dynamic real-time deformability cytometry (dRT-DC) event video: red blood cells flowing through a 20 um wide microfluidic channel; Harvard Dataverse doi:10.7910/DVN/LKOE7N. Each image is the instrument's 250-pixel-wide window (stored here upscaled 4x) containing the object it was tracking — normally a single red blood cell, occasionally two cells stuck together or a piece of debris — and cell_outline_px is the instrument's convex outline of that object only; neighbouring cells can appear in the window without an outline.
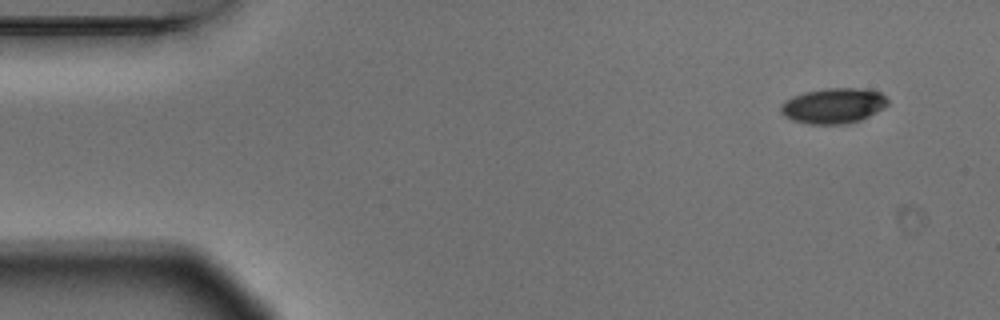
{"species": "Egyptian fruit bat (a non-hibernating species)", "species_latin": "Rousettus aegyptiacus", "temperature_condition": "warm", "stored_images_in_passage": 6, "camera_frame_rate_fps": 3000, "um_per_image_px": 0.085, "animal": {"sex": "male"}, "frame": {"image": 1, "passage_image": 1, "time_ms": 0.0, "image_size_px": [1000, 320], "cell_outline_px": [[888, 104], [884, 108], [860, 120], [844, 124], [808, 124], [792, 120], [784, 116], [780, 112], [780, 104], [784, 100], [792, 96], [804, 92], [828, 88], [864, 88], [880, 92], [888, 100]], "centroid_in_image_um": [70.81, 8.98], "position_along_channel_um": 14.2, "area_um2": 22.2}}
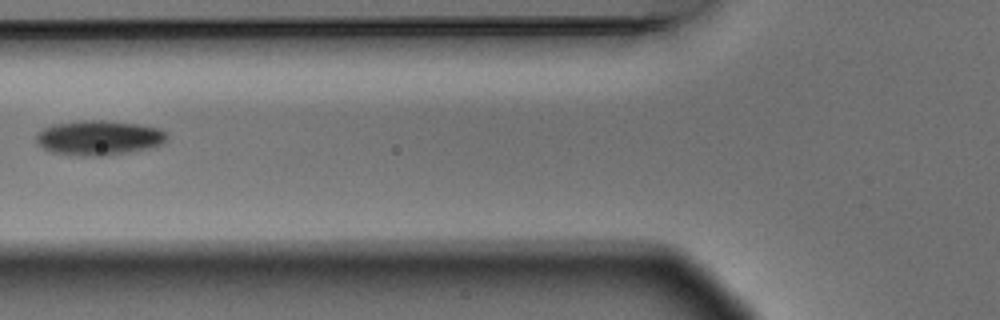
{"frame": {"image": 2, "passage_image": 5, "time_ms": 1.333, "image_size_px": [1000, 320], "cell_outline_px": [[168, 136], [160, 144], [148, 148], [128, 152], [104, 156], [80, 156], [52, 152], [36, 144], [36, 136], [44, 128], [56, 124], [84, 120], [100, 120], [136, 124], [160, 128]], "centroid_in_image_um": [8.38, 11.72], "position_along_channel_um": 117.4, "area_um2": 26.13}}
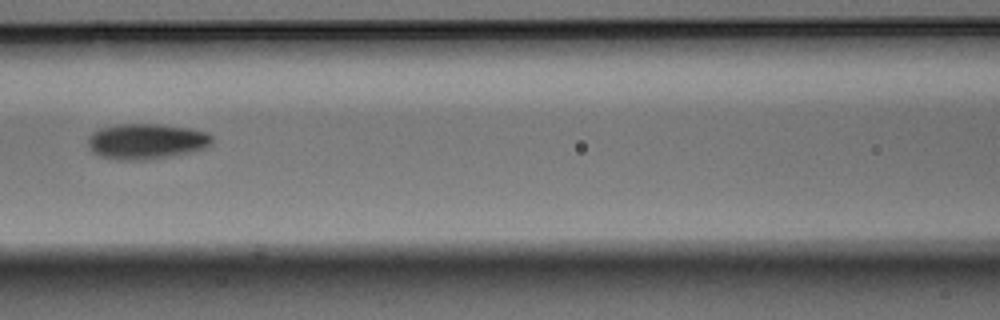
{"frame": {"image": 3, "passage_image": 6, "time_ms": 1.667, "image_size_px": [1000, 320], "cell_outline_px": [[212, 144], [204, 148], [192, 152], [148, 160], [116, 160], [100, 156], [92, 152], [88, 144], [88, 136], [92, 132], [100, 128], [120, 124], [160, 124], [188, 128], [204, 132], [212, 136]], "centroid_in_image_um": [12.41, 12.02], "position_along_channel_um": 154.2, "area_um2": 25.78}}